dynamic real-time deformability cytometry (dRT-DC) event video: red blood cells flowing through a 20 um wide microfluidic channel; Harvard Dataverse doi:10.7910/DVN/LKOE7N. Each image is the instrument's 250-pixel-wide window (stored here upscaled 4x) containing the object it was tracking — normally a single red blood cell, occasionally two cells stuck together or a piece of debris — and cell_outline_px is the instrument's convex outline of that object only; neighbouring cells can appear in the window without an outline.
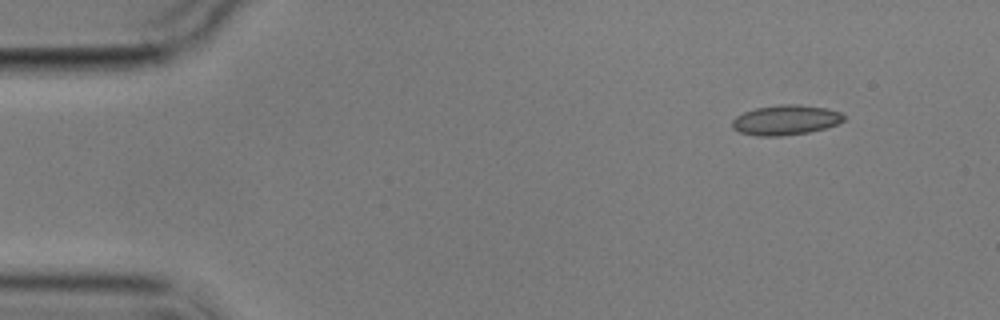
{"species": "common noctule bat (a hibernating species)", "species_latin": "Nyctalus noctula", "temperature_condition": "cold", "stored_images_in_passage": 5, "camera_frame_rate_fps": 3000, "um_per_image_px": 0.085, "animal": {"sex": "male", "body_mass_g": 17.9}, "frame": {"image": 1, "passage_image": 1, "time_ms": 0.0, "image_size_px": [1000, 320], "cell_outline_px": [[844, 120], [836, 124], [824, 128], [808, 132], [780, 136], [756, 136], [740, 132], [732, 128], [732, 120], [736, 116], [744, 112], [756, 108], [780, 104], [796, 104], [824, 108], [840, 112], [844, 116]], "centroid_in_image_um": [66.74, 10.2], "position_along_channel_um": 18.3, "area_um2": 19.31}}
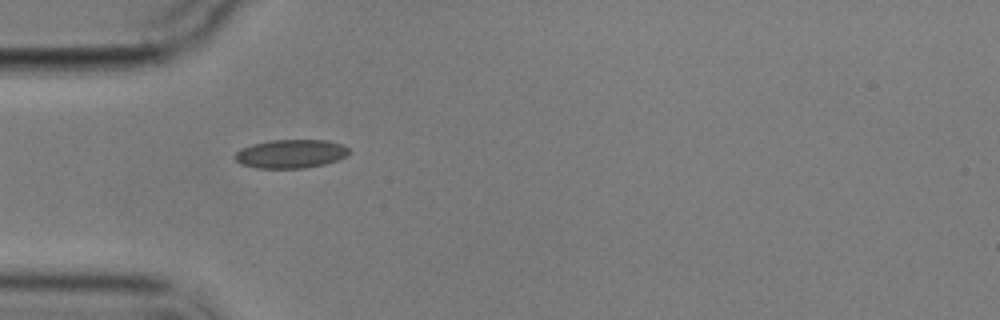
{"frame": {"image": 2, "passage_image": 4, "time_ms": 3.667, "image_size_px": [1000, 320], "cell_outline_px": [[352, 152], [336, 160], [324, 164], [304, 168], [256, 168], [240, 164], [232, 156], [240, 148], [252, 144], [272, 140], [328, 140], [340, 144], [348, 148]], "centroid_in_image_um": [24.67, 13.07], "position_along_channel_um": 60.3, "area_um2": 19.07}}
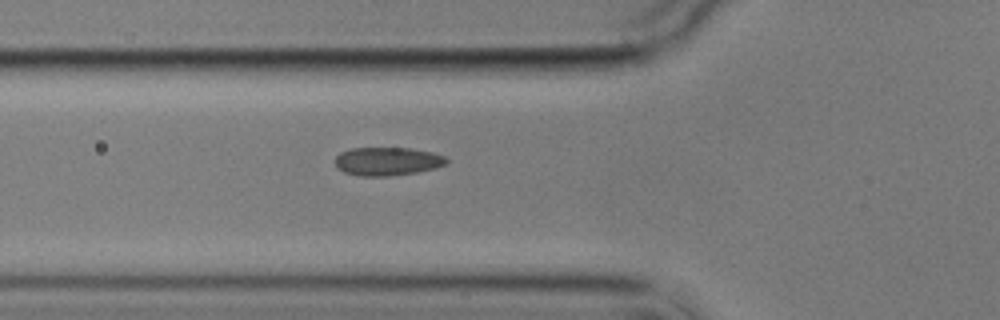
{"frame": {"image": 3, "passage_image": 5, "time_ms": 4.667, "image_size_px": [1000, 320], "cell_outline_px": [[448, 164], [436, 168], [416, 172], [388, 176], [360, 176], [344, 172], [336, 168], [336, 156], [340, 152], [352, 148], [412, 148], [432, 152], [444, 156], [448, 160]], "centroid_in_image_um": [32.93, 13.71], "position_along_channel_um": 92.9, "area_um2": 18.5}}